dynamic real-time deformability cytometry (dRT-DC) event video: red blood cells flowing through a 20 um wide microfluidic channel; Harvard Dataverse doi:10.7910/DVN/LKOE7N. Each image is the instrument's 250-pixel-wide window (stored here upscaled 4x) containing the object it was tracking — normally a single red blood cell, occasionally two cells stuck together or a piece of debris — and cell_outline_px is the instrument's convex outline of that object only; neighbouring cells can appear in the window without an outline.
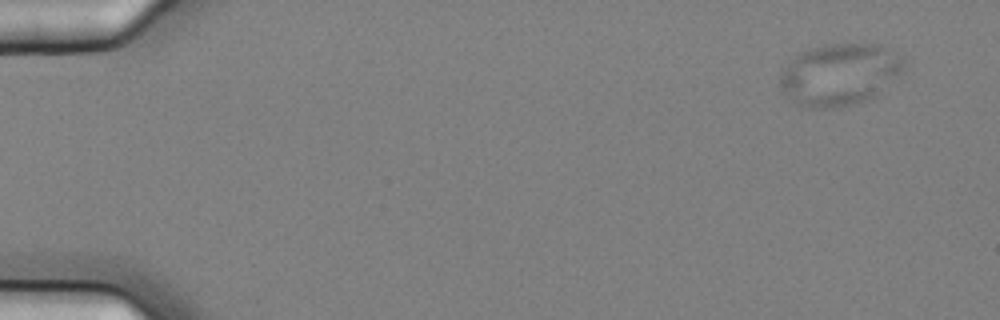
{"species": "common noctule bat (a hibernating species)", "species_latin": "Nyctalus noctula", "temperature_condition": "cold", "stored_images_in_passage": 4, "camera_frame_rate_fps": 3000, "um_per_image_px": 0.085, "animal": {"sex": "female", "body_mass_g": 25.1}, "frame": {"image": 1, "passage_image": 1, "time_ms": 0.0, "image_size_px": [1000, 320], "cell_outline_px": [[904, 68], [876, 96], [852, 104], [832, 108], [812, 108], [792, 100], [780, 88], [780, 72], [800, 52], [824, 44], [880, 44], [904, 56]], "centroid_in_image_um": [71.38, 6.31], "position_along_channel_um": 13.6, "area_um2": 44.27}}
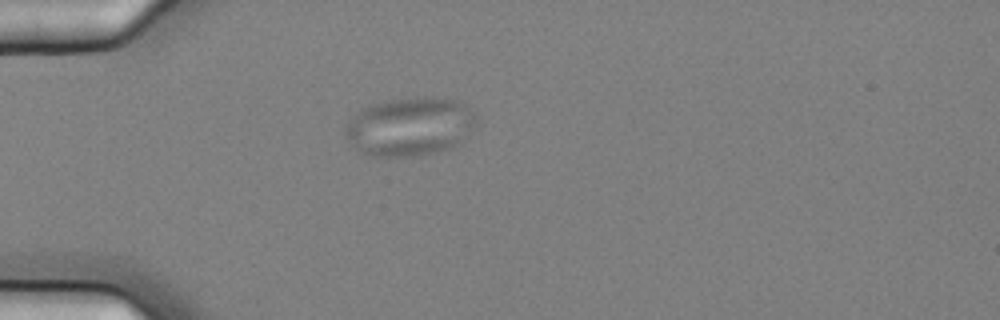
{"frame": {"image": 2, "passage_image": 4, "time_ms": 1.0, "image_size_px": [1000, 320], "cell_outline_px": [[480, 120], [460, 144], [452, 148], [436, 152], [416, 156], [372, 156], [360, 152], [344, 136], [344, 128], [352, 116], [360, 108], [372, 104], [388, 100], [424, 96], [432, 96], [456, 100], [464, 104]], "centroid_in_image_um": [34.85, 10.75], "position_along_channel_um": 50.2, "area_um2": 45.32}}